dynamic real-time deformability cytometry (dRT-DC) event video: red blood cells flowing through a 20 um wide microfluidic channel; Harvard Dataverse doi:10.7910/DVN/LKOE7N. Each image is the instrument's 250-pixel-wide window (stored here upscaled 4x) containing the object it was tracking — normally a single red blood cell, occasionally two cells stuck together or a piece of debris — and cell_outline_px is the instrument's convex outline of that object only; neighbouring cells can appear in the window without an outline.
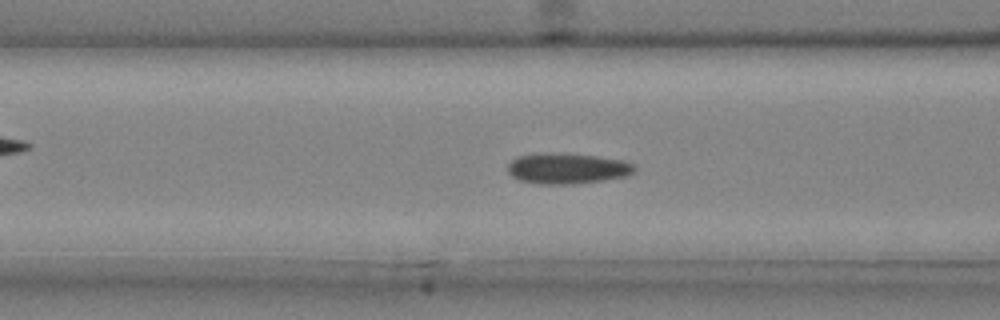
{"species": "common noctule bat (a hibernating species)", "species_latin": "Nyctalus noctula", "temperature_condition": "cold", "stored_images_in_passage": 41, "camera_frame_rate_fps": 3000, "um_per_image_px": 0.085, "animal": {"sex": "male", "body_mass_g": 20.4}, "frame": {"image": 1, "passage_image": 16, "time_ms": 5.0, "image_size_px": [1000, 320], "cell_outline_px": [[636, 168], [632, 172], [624, 176], [604, 180], [572, 184], [540, 184], [520, 180], [512, 176], [508, 172], [508, 164], [516, 156], [540, 152], [560, 152], [596, 156], [624, 160], [632, 164]], "centroid_in_image_um": [48.17, 14.29], "position_along_channel_um": 118.4, "area_um2": 22.83}}
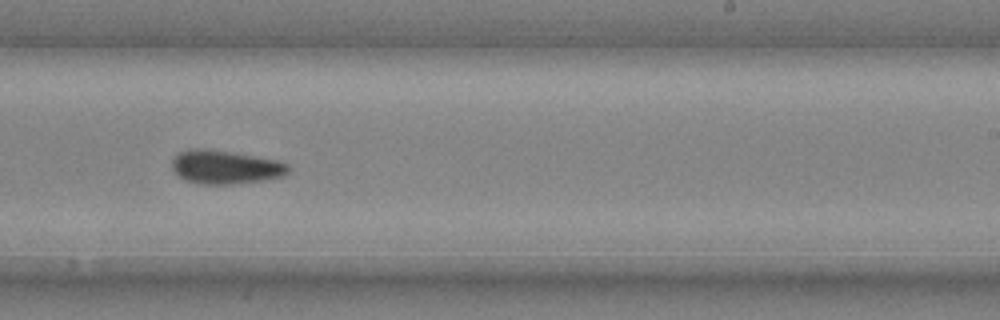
{"frame": {"image": 2, "passage_image": 26, "time_ms": 8.333, "image_size_px": [1000, 320], "cell_outline_px": [[292, 168], [284, 176], [264, 180], [232, 184], [204, 184], [184, 180], [172, 168], [172, 160], [180, 152], [192, 148], [196, 148], [232, 152], [280, 160], [288, 164]], "centroid_in_image_um": [19.21, 14.2], "position_along_channel_um": 269.8, "area_um2": 22.77}}
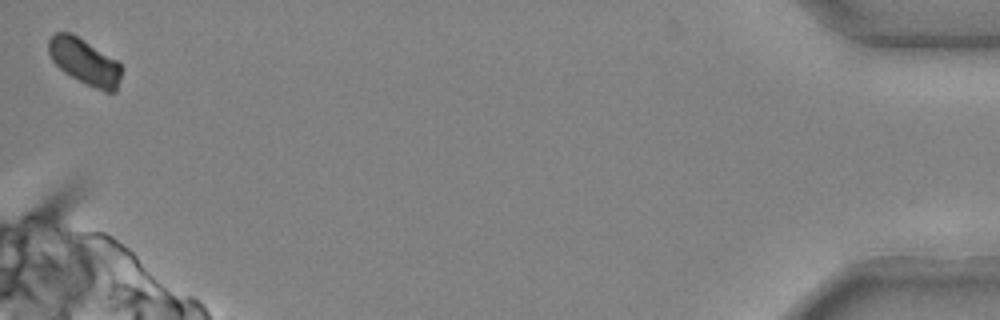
{"frame": {"image": 3, "passage_image": 41, "time_ms": 13.333, "image_size_px": [1000, 320], "cell_outline_px": [[124, 68], [116, 92], [104, 92], [64, 72], [52, 60], [48, 52], [48, 40], [56, 32], [72, 32], [116, 60]], "centroid_in_image_um": [7.22, 5.23], "position_along_channel_um": 428.0, "area_um2": 19.54}}